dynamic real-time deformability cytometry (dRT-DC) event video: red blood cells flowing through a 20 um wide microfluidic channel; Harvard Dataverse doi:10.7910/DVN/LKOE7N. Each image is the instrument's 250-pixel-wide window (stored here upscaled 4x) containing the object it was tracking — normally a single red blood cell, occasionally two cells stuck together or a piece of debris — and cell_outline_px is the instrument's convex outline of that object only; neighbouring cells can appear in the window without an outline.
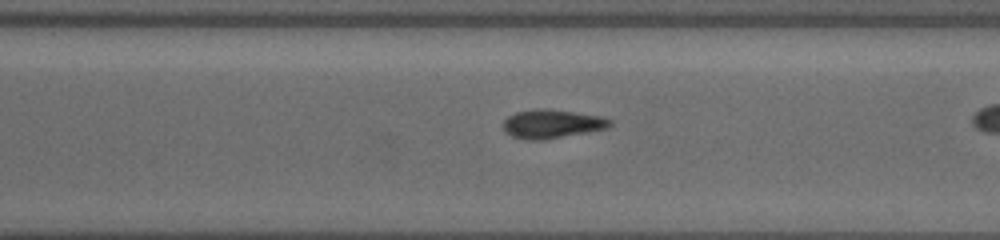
{"species": "common noctule bat (a hibernating species)", "species_latin": "Nyctalus noctula", "temperature_condition": "cold", "stored_images_in_passage": 20, "camera_frame_rate_fps": 3000, "um_per_image_px": 0.085, "animal": {"sex": "female", "body_mass_g": 19.5, "forearm_length_mm": 54.1}, "frame": {"image": 1, "passage_image": 17, "time_ms": 9.333, "image_size_px": [1000, 240], "cell_outline_px": [[612, 124], [608, 128], [544, 140], [528, 140], [512, 136], [504, 132], [504, 120], [508, 116], [516, 112], [536, 108], [540, 108], [604, 116], [612, 120]], "centroid_in_image_um": [46.92, 10.53], "position_along_channel_um": 323.7, "area_um2": 17.86}}